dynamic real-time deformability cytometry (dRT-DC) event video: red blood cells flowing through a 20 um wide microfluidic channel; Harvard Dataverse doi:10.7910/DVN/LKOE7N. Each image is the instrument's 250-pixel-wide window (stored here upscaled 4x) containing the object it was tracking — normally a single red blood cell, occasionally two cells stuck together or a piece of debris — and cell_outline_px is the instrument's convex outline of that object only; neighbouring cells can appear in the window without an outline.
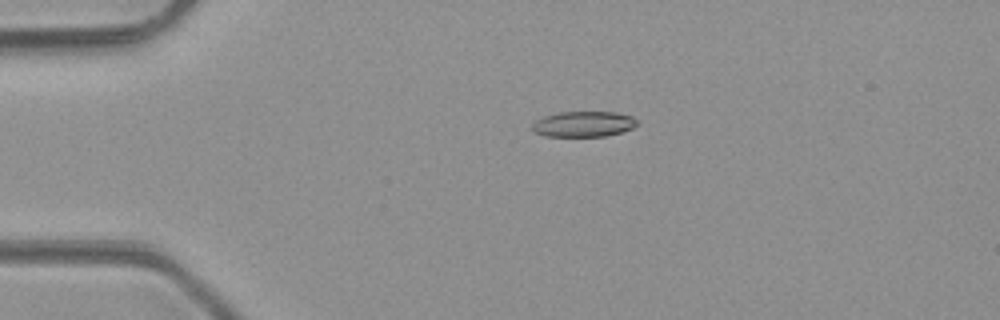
{"species": "common noctule bat (a hibernating species)", "species_latin": "Nyctalus noctula", "temperature_condition": "room temperature", "stored_images_in_passage": 2, "camera_frame_rate_fps": 3000, "um_per_image_px": 0.085, "animal": {"sex": "male", "body_mass_g": 23.1, "forearm_length_mm": 52.7}, "frame": {"image": 1, "passage_image": 1, "time_ms": 0.0, "image_size_px": [1000, 320], "cell_outline_px": [[636, 124], [632, 128], [620, 132], [604, 136], [544, 136], [536, 132], [532, 128], [532, 124], [536, 120], [544, 116], [560, 112], [616, 112], [632, 116], [636, 120]], "centroid_in_image_um": [49.58, 10.54], "position_along_channel_um": 35.4, "area_um2": 15.43}}